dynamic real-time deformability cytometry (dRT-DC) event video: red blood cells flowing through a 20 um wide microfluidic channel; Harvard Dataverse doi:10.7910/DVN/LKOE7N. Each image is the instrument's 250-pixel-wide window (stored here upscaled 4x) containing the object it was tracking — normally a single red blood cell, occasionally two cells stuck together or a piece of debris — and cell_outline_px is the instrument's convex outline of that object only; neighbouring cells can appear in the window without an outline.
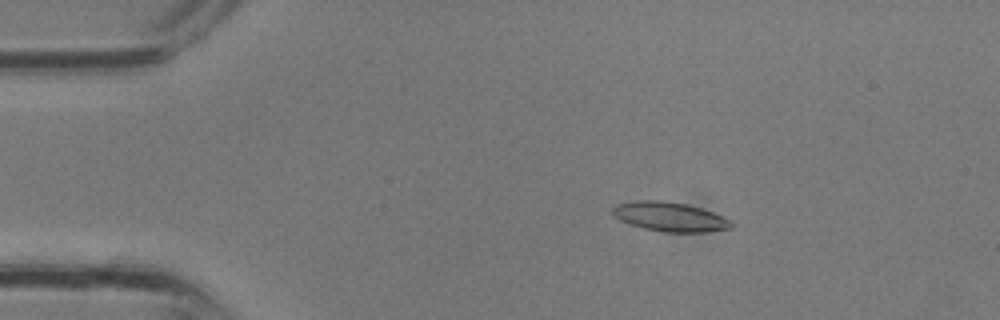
{"species": "common noctule bat (a hibernating species)", "species_latin": "Nyctalus noctula", "temperature_condition": "room temperature", "stored_images_in_passage": 33, "camera_frame_rate_fps": 3000, "um_per_image_px": 0.085, "animal": {"sex": "male", "body_mass_g": 13.3}, "frame": {"image": 1, "passage_image": 5, "time_ms": 1.333, "image_size_px": [1000, 320], "cell_outline_px": [[732, 228], [708, 232], [664, 232], [644, 228], [620, 220], [612, 216], [612, 208], [616, 204], [632, 200], [660, 200], [684, 204], [700, 208], [712, 212], [732, 220]], "centroid_in_image_um": [56.91, 18.42], "position_along_channel_um": 28.1, "area_um2": 20.29}}
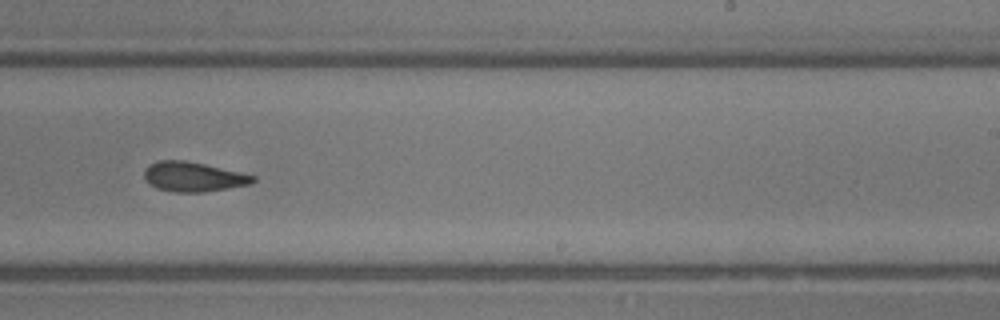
{"frame": {"image": 2, "passage_image": 20, "time_ms": 6.333, "image_size_px": [1000, 320], "cell_outline_px": [[256, 180], [248, 184], [228, 188], [204, 192], [172, 192], [156, 188], [148, 184], [144, 180], [144, 172], [152, 164], [160, 160], [184, 160], [204, 164], [256, 176]], "centroid_in_image_um": [16.4, 15.04], "position_along_channel_um": 272.6, "area_um2": 18.61}}
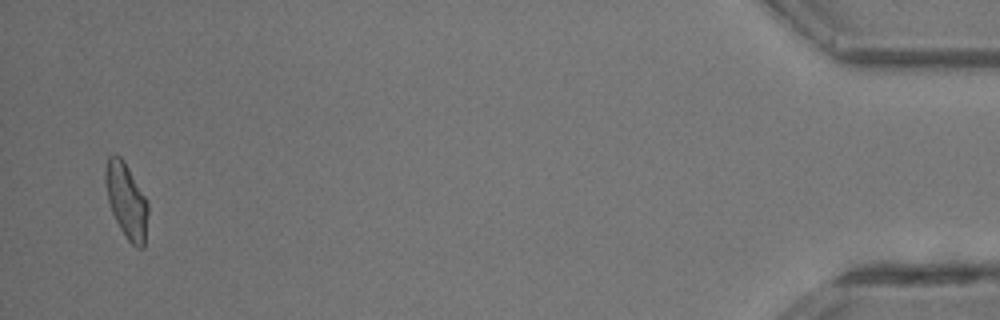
{"frame": {"image": 3, "passage_image": 32, "time_ms": 10.333, "image_size_px": [1000, 320], "cell_outline_px": [[148, 212], [144, 248], [136, 248], [128, 240], [120, 228], [112, 212], [108, 200], [104, 180], [104, 172], [108, 156], [120, 156], [124, 160], [144, 196], [148, 204]], "centroid_in_image_um": [10.74, 17.07], "position_along_channel_um": 424.5, "area_um2": 18.44}}